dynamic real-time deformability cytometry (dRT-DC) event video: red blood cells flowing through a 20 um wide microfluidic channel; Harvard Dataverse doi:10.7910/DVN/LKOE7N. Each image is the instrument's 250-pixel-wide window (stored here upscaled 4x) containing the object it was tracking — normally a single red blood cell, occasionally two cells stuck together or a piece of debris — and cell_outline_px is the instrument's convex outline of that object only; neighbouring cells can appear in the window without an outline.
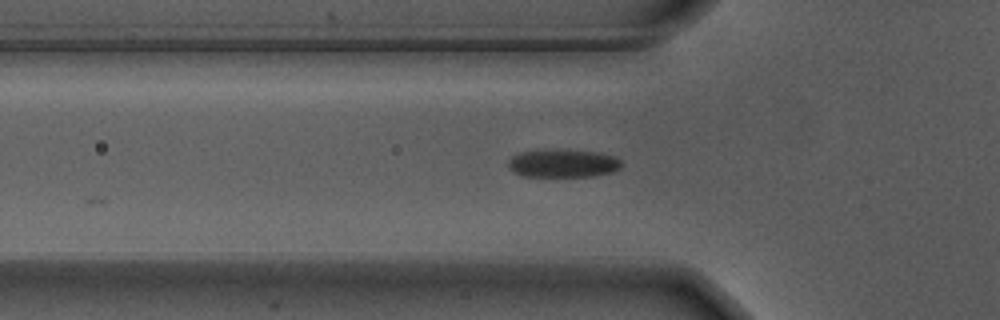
{"species": "Egyptian fruit bat (a non-hibernating species)", "species_latin": "Rousettus aegyptiacus", "temperature_condition": "warm", "stored_images_in_passage": 9, "camera_frame_rate_fps": 3000, "um_per_image_px": 0.085, "animal": {"sex": "male"}, "frame": {"image": 1, "passage_image": 4, "time_ms": 1.0, "image_size_px": [1000, 320], "cell_outline_px": [[620, 168], [612, 172], [592, 176], [524, 176], [508, 168], [508, 160], [512, 156], [520, 152], [548, 148], [596, 152], [612, 156], [620, 160]], "centroid_in_image_um": [47.8, 13.86], "position_along_channel_um": 78.0, "area_um2": 18.55}}
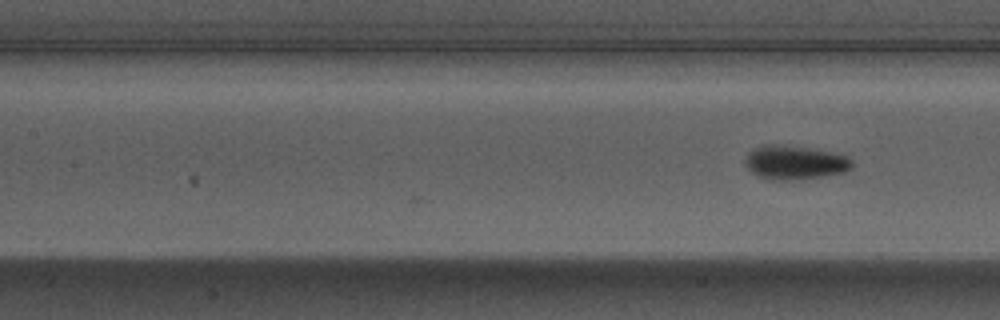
{"frame": {"image": 2, "passage_image": 9, "time_ms": 2.667, "image_size_px": [1000, 320], "cell_outline_px": [[852, 168], [844, 172], [824, 176], [792, 180], [768, 180], [752, 172], [748, 168], [744, 160], [748, 152], [752, 148], [764, 144], [772, 144], [804, 148], [828, 152], [844, 156], [852, 160]], "centroid_in_image_um": [67.5, 13.82], "position_along_channel_um": 139.9, "area_um2": 20.81}}